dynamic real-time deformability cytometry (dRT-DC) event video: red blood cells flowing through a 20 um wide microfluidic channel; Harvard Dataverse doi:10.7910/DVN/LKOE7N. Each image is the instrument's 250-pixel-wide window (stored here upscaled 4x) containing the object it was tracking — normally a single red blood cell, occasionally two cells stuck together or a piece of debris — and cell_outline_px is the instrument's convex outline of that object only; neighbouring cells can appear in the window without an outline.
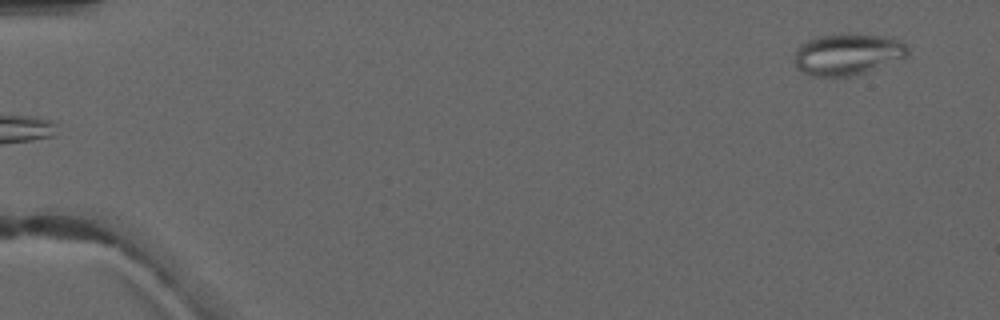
{"species": "common noctule bat (a hibernating species)", "species_latin": "Nyctalus noctula", "temperature_condition": "warm", "stored_images_in_passage": 6, "camera_frame_rate_fps": 3000, "um_per_image_px": 0.085, "animal": {"sex": "male", "forearm_length_mm": 52.5}, "frame": {"image": 1, "passage_image": 6, "time_ms": 5.667, "image_size_px": [1000, 320], "cell_outline_px": [[908, 52], [904, 60], [864, 72], [848, 76], [816, 76], [804, 72], [796, 68], [796, 48], [800, 44], [816, 36], [840, 32], [856, 32], [888, 36], [900, 40], [908, 48]], "centroid_in_image_um": [72.09, 4.56], "position_along_channel_um": 12.9, "area_um2": 28.03}}